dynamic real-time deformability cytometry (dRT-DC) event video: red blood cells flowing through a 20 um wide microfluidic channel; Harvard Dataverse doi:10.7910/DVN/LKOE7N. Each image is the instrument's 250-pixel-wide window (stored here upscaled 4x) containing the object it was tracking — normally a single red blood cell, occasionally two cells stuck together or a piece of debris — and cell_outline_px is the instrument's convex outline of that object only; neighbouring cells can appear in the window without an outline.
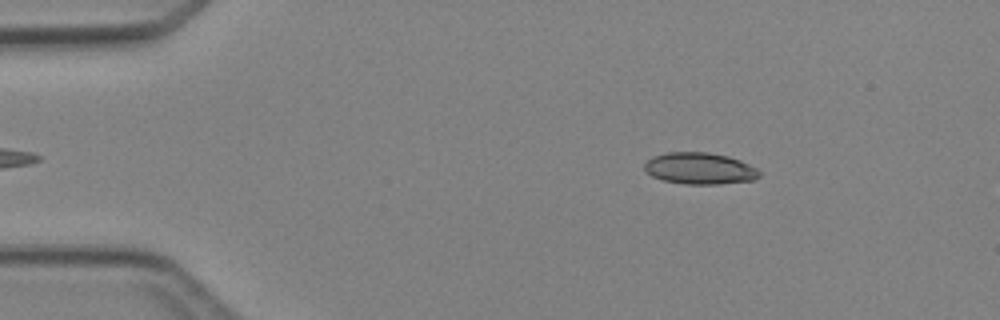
{"species": "Egyptian fruit bat (a non-hibernating species)", "species_latin": "Rousettus aegyptiacus", "temperature_condition": "cold", "stored_images_in_passage": 4, "camera_frame_rate_fps": 3000, "um_per_image_px": 0.085, "animal": {"sex": "female"}, "frame": {"image": 1, "passage_image": 4, "time_ms": 4.333, "image_size_px": [1000, 320], "cell_outline_px": [[760, 176], [752, 180], [720, 184], [684, 184], [664, 180], [652, 176], [644, 168], [644, 164], [652, 156], [668, 152], [708, 152], [728, 156], [740, 160], [756, 168], [760, 172]], "centroid_in_image_um": [59.48, 14.31], "position_along_channel_um": 25.5, "area_um2": 21.1}}